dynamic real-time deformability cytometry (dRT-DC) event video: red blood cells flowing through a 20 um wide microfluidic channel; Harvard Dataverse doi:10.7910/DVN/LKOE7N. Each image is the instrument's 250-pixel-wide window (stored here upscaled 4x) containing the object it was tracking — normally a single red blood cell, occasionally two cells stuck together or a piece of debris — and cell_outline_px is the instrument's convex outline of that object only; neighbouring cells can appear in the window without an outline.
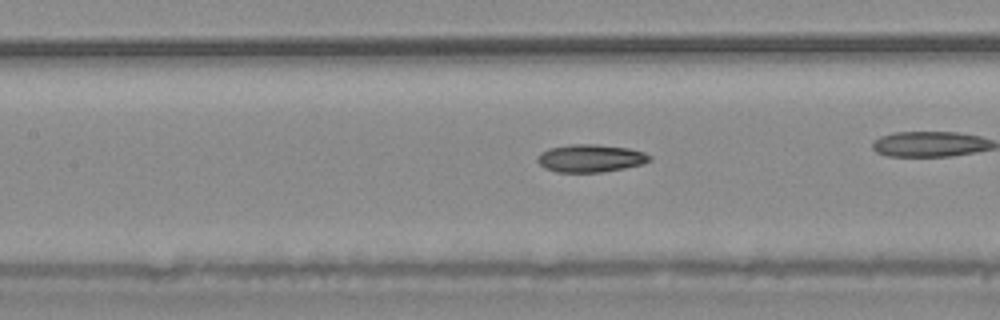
{"species": "common noctule bat (a hibernating species)", "species_latin": "Nyctalus noctula", "temperature_condition": "warm", "stored_images_in_passage": 43, "camera_frame_rate_fps": 3000, "um_per_image_px": 0.085, "animal": {"sex": "male", "body_mass_g": 20.4}, "frame": {"image": 1, "passage_image": 25, "time_ms": 8.0, "image_size_px": [1000, 320], "cell_outline_px": [[652, 160], [644, 164], [604, 172], [556, 172], [544, 168], [536, 160], [536, 156], [540, 152], [548, 148], [568, 144], [596, 144], [628, 148], [644, 152], [652, 156]], "centroid_in_image_um": [50.18, 13.45], "position_along_channel_um": 157.2, "area_um2": 18.44}}